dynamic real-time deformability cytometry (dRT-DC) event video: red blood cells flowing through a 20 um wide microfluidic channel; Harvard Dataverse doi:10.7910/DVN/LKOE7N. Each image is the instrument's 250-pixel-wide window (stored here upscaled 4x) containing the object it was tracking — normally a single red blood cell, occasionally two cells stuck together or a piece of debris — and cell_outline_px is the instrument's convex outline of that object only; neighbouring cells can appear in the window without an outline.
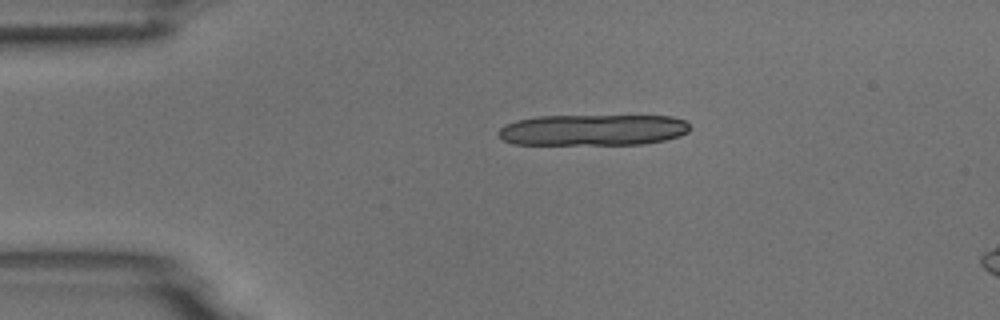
{"species": "common noctule bat (a hibernating species)", "species_latin": "Nyctalus noctula", "temperature_condition": "room temperature", "stored_images_in_passage": 8, "camera_frame_rate_fps": 3000, "um_per_image_px": 0.085, "animal": {"sex": "male", "body_mass_g": 18.8}, "frame": {"image": 1, "passage_image": 1, "time_ms": 0.0, "image_size_px": [1000, 320], "cell_outline_px": [[692, 128], [688, 132], [680, 136], [664, 140], [644, 144], [512, 144], [504, 140], [496, 132], [500, 128], [516, 120], [536, 116], [672, 116], [684, 120]], "centroid_in_image_um": [50.42, 11.04], "position_along_channel_um": 34.6, "area_um2": 34.85}}